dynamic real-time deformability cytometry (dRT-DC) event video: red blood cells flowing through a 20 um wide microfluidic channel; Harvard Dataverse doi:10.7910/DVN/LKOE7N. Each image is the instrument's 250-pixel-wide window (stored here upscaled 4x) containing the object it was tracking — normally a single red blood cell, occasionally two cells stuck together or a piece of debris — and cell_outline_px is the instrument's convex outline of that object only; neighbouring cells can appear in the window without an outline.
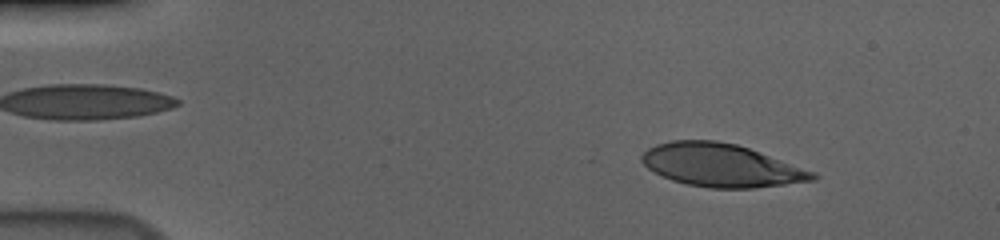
{"species": "human", "species_latin": "Homo sapiens", "temperature_condition": "cold", "stored_images_in_passage": 55, "camera_frame_rate_fps": 3000, "um_per_image_px": 0.085, "donor": {"sex": "male"}, "frame": {"image": 1, "passage_image": 7, "time_ms": 2.0, "image_size_px": [1000, 240], "cell_outline_px": [[820, 176], [816, 180], [756, 188], [708, 188], [688, 184], [672, 180], [648, 168], [640, 160], [640, 156], [648, 148], [656, 144], [672, 140], [716, 140], [736, 144], [748, 148], [816, 172]], "centroid_in_image_um": [61.32, 14.05], "position_along_channel_um": 23.7, "area_um2": 42.71}}
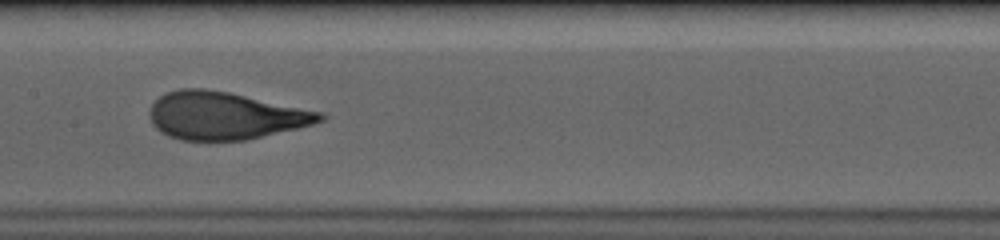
{"frame": {"image": 2, "passage_image": 28, "time_ms": 9.0, "image_size_px": [1000, 240], "cell_outline_px": [[328, 116], [324, 120], [312, 124], [248, 140], [180, 140], [168, 136], [160, 132], [152, 124], [148, 116], [148, 112], [152, 104], [160, 96], [168, 92], [180, 88], [204, 88], [228, 92], [324, 112]], "centroid_in_image_um": [19.11, 9.83], "position_along_channel_um": 188.3, "area_um2": 47.34}}
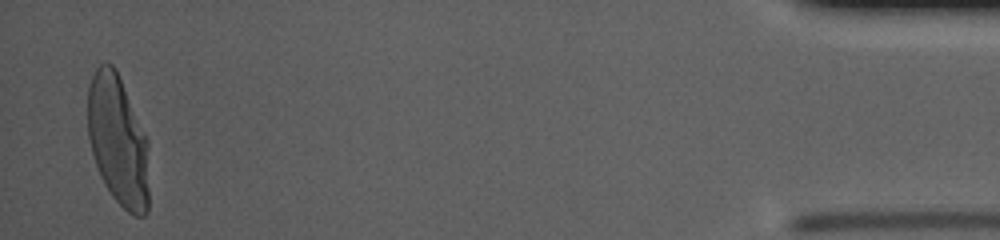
{"frame": {"image": 3, "passage_image": 54, "time_ms": 17.667, "image_size_px": [1000, 240], "cell_outline_px": [[148, 212], [144, 216], [136, 216], [128, 212], [112, 196], [104, 184], [100, 176], [92, 152], [88, 136], [88, 88], [92, 76], [96, 68], [100, 64], [112, 64], [116, 68], [148, 140]], "centroid_in_image_um": [10.03, 11.96], "position_along_channel_um": 425.2, "area_um2": 46.59}, "authors_computed_cell_mechanics": {"area_um2": 45.951, "velocity_mm_per_s": 3.6744, "shape_relaxation_time_tau1_ms": 4.0089, "shape_relaxation_time_tau2_ms": null, "deformation_change_tau1": 0.24, "deformation_change_tau2": null}}